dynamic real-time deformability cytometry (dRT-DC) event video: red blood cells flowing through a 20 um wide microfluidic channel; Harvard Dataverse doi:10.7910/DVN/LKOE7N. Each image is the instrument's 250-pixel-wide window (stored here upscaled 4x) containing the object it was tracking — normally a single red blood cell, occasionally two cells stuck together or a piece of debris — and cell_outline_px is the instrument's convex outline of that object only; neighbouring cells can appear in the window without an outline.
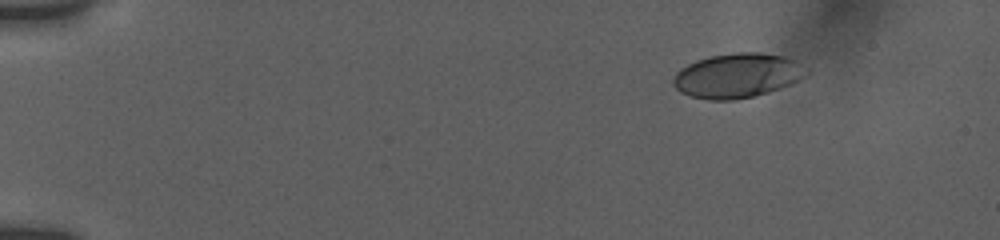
{"species": "human", "species_latin": "Homo sapiens", "temperature_condition": "room temperature", "stored_images_in_passage": 7, "camera_frame_rate_fps": 3000, "um_per_image_px": 0.085, "donor": {"sex": "female"}, "frame": {"image": 1, "passage_image": 1, "time_ms": 0.0, "image_size_px": [1000, 240], "cell_outline_px": [[808, 76], [792, 84], [768, 92], [736, 100], [712, 100], [692, 96], [680, 92], [672, 84], [672, 80], [676, 72], [680, 68], [696, 60], [708, 56], [736, 52], [760, 52], [784, 56], [796, 60], [808, 68]], "centroid_in_image_um": [62.7, 6.41], "position_along_channel_um": 22.3, "area_um2": 34.91}}
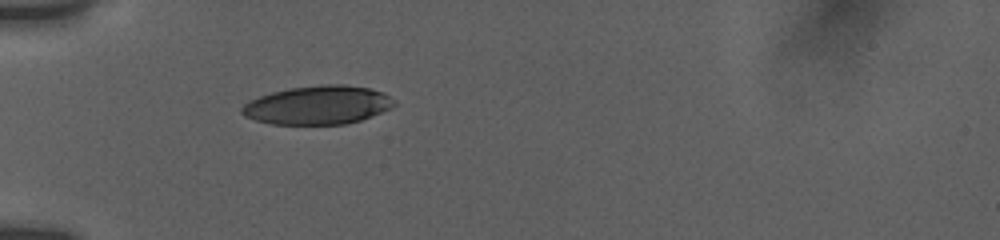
{"frame": {"image": 2, "passage_image": 6, "time_ms": 3.667, "image_size_px": [1000, 240], "cell_outline_px": [[396, 104], [380, 112], [360, 120], [344, 124], [272, 124], [256, 120], [244, 116], [240, 112], [240, 108], [244, 104], [260, 96], [272, 92], [292, 88], [324, 84], [344, 84], [368, 88], [384, 92]], "centroid_in_image_um": [26.99, 8.93], "position_along_channel_um": 58.0, "area_um2": 33.87}}
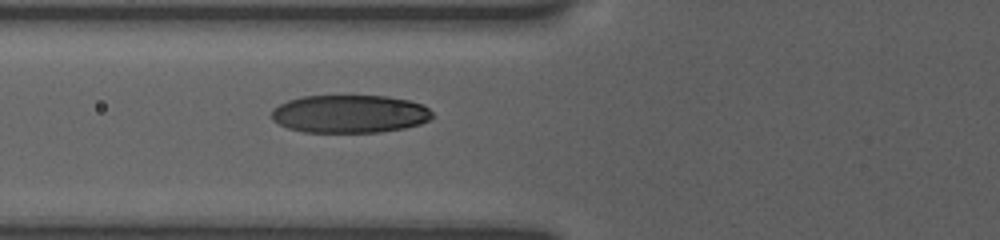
{"frame": {"image": 3, "passage_image": 7, "time_ms": 5.0, "image_size_px": [1000, 240], "cell_outline_px": [[432, 116], [428, 120], [420, 124], [404, 128], [380, 132], [304, 132], [288, 128], [272, 120], [272, 108], [288, 100], [304, 96], [388, 96], [408, 100], [420, 104], [428, 108], [432, 112]], "centroid_in_image_um": [29.71, 9.68], "position_along_channel_um": 96.1, "area_um2": 35.49}}